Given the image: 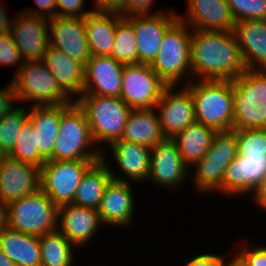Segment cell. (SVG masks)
I'll use <instances>...</instances> for the list:
<instances>
[{
	"label": "cell",
	"instance_id": "17",
	"mask_svg": "<svg viewBox=\"0 0 266 266\" xmlns=\"http://www.w3.org/2000/svg\"><path fill=\"white\" fill-rule=\"evenodd\" d=\"M265 177L266 156L237 154L225 170L222 194L229 199L230 197L234 198V196L237 199L243 195L244 197L248 194L250 196Z\"/></svg>",
	"mask_w": 266,
	"mask_h": 266
},
{
	"label": "cell",
	"instance_id": "40",
	"mask_svg": "<svg viewBox=\"0 0 266 266\" xmlns=\"http://www.w3.org/2000/svg\"><path fill=\"white\" fill-rule=\"evenodd\" d=\"M240 248L235 251L246 261L249 266H266V245L253 246L250 248L248 245L245 247L241 244Z\"/></svg>",
	"mask_w": 266,
	"mask_h": 266
},
{
	"label": "cell",
	"instance_id": "19",
	"mask_svg": "<svg viewBox=\"0 0 266 266\" xmlns=\"http://www.w3.org/2000/svg\"><path fill=\"white\" fill-rule=\"evenodd\" d=\"M185 15L178 19L192 30L232 32L235 20L226 0H186Z\"/></svg>",
	"mask_w": 266,
	"mask_h": 266
},
{
	"label": "cell",
	"instance_id": "8",
	"mask_svg": "<svg viewBox=\"0 0 266 266\" xmlns=\"http://www.w3.org/2000/svg\"><path fill=\"white\" fill-rule=\"evenodd\" d=\"M11 83L17 102H29L30 106L64 105L73 102L61 90L42 61L24 62Z\"/></svg>",
	"mask_w": 266,
	"mask_h": 266
},
{
	"label": "cell",
	"instance_id": "6",
	"mask_svg": "<svg viewBox=\"0 0 266 266\" xmlns=\"http://www.w3.org/2000/svg\"><path fill=\"white\" fill-rule=\"evenodd\" d=\"M232 87L233 130L266 129V70L246 69Z\"/></svg>",
	"mask_w": 266,
	"mask_h": 266
},
{
	"label": "cell",
	"instance_id": "31",
	"mask_svg": "<svg viewBox=\"0 0 266 266\" xmlns=\"http://www.w3.org/2000/svg\"><path fill=\"white\" fill-rule=\"evenodd\" d=\"M111 179L106 163L102 159L95 162L83 175L72 204L97 210Z\"/></svg>",
	"mask_w": 266,
	"mask_h": 266
},
{
	"label": "cell",
	"instance_id": "34",
	"mask_svg": "<svg viewBox=\"0 0 266 266\" xmlns=\"http://www.w3.org/2000/svg\"><path fill=\"white\" fill-rule=\"evenodd\" d=\"M22 105L14 107L0 118V154L8 156L18 139L21 129L28 121V108Z\"/></svg>",
	"mask_w": 266,
	"mask_h": 266
},
{
	"label": "cell",
	"instance_id": "49",
	"mask_svg": "<svg viewBox=\"0 0 266 266\" xmlns=\"http://www.w3.org/2000/svg\"><path fill=\"white\" fill-rule=\"evenodd\" d=\"M232 254V257L230 258L228 256V261L226 262V266H249L246 261L236 252Z\"/></svg>",
	"mask_w": 266,
	"mask_h": 266
},
{
	"label": "cell",
	"instance_id": "45",
	"mask_svg": "<svg viewBox=\"0 0 266 266\" xmlns=\"http://www.w3.org/2000/svg\"><path fill=\"white\" fill-rule=\"evenodd\" d=\"M250 198L254 206H258L257 208H261L264 212L266 211V177L259 183Z\"/></svg>",
	"mask_w": 266,
	"mask_h": 266
},
{
	"label": "cell",
	"instance_id": "37",
	"mask_svg": "<svg viewBox=\"0 0 266 266\" xmlns=\"http://www.w3.org/2000/svg\"><path fill=\"white\" fill-rule=\"evenodd\" d=\"M235 22L266 19V0H226Z\"/></svg>",
	"mask_w": 266,
	"mask_h": 266
},
{
	"label": "cell",
	"instance_id": "26",
	"mask_svg": "<svg viewBox=\"0 0 266 266\" xmlns=\"http://www.w3.org/2000/svg\"><path fill=\"white\" fill-rule=\"evenodd\" d=\"M28 120L35 133V149L48 160L59 135L61 105L27 106Z\"/></svg>",
	"mask_w": 266,
	"mask_h": 266
},
{
	"label": "cell",
	"instance_id": "32",
	"mask_svg": "<svg viewBox=\"0 0 266 266\" xmlns=\"http://www.w3.org/2000/svg\"><path fill=\"white\" fill-rule=\"evenodd\" d=\"M41 266H73L77 248L58 230L39 236ZM75 248V249H74Z\"/></svg>",
	"mask_w": 266,
	"mask_h": 266
},
{
	"label": "cell",
	"instance_id": "1",
	"mask_svg": "<svg viewBox=\"0 0 266 266\" xmlns=\"http://www.w3.org/2000/svg\"><path fill=\"white\" fill-rule=\"evenodd\" d=\"M190 51L192 80H232L246 70L233 31L192 30Z\"/></svg>",
	"mask_w": 266,
	"mask_h": 266
},
{
	"label": "cell",
	"instance_id": "36",
	"mask_svg": "<svg viewBox=\"0 0 266 266\" xmlns=\"http://www.w3.org/2000/svg\"><path fill=\"white\" fill-rule=\"evenodd\" d=\"M237 139V154L266 156V129L234 130Z\"/></svg>",
	"mask_w": 266,
	"mask_h": 266
},
{
	"label": "cell",
	"instance_id": "28",
	"mask_svg": "<svg viewBox=\"0 0 266 266\" xmlns=\"http://www.w3.org/2000/svg\"><path fill=\"white\" fill-rule=\"evenodd\" d=\"M0 250L15 266H41L39 236L3 229Z\"/></svg>",
	"mask_w": 266,
	"mask_h": 266
},
{
	"label": "cell",
	"instance_id": "46",
	"mask_svg": "<svg viewBox=\"0 0 266 266\" xmlns=\"http://www.w3.org/2000/svg\"><path fill=\"white\" fill-rule=\"evenodd\" d=\"M94 11L119 12L124 6V0H94Z\"/></svg>",
	"mask_w": 266,
	"mask_h": 266
},
{
	"label": "cell",
	"instance_id": "23",
	"mask_svg": "<svg viewBox=\"0 0 266 266\" xmlns=\"http://www.w3.org/2000/svg\"><path fill=\"white\" fill-rule=\"evenodd\" d=\"M103 224L98 211L65 204L58 208V230L76 247L83 248L98 234Z\"/></svg>",
	"mask_w": 266,
	"mask_h": 266
},
{
	"label": "cell",
	"instance_id": "41",
	"mask_svg": "<svg viewBox=\"0 0 266 266\" xmlns=\"http://www.w3.org/2000/svg\"><path fill=\"white\" fill-rule=\"evenodd\" d=\"M223 253H203L199 254L192 259L186 261L184 266H226L228 257Z\"/></svg>",
	"mask_w": 266,
	"mask_h": 266
},
{
	"label": "cell",
	"instance_id": "47",
	"mask_svg": "<svg viewBox=\"0 0 266 266\" xmlns=\"http://www.w3.org/2000/svg\"><path fill=\"white\" fill-rule=\"evenodd\" d=\"M1 3L2 2L0 1V34L11 31L14 20V17H8L6 10L3 8L5 6H3Z\"/></svg>",
	"mask_w": 266,
	"mask_h": 266
},
{
	"label": "cell",
	"instance_id": "35",
	"mask_svg": "<svg viewBox=\"0 0 266 266\" xmlns=\"http://www.w3.org/2000/svg\"><path fill=\"white\" fill-rule=\"evenodd\" d=\"M8 156L39 169L47 161L38 149H35V133L29 120L21 129L16 144Z\"/></svg>",
	"mask_w": 266,
	"mask_h": 266
},
{
	"label": "cell",
	"instance_id": "18",
	"mask_svg": "<svg viewBox=\"0 0 266 266\" xmlns=\"http://www.w3.org/2000/svg\"><path fill=\"white\" fill-rule=\"evenodd\" d=\"M131 184V182L114 179L107 184L97 209L104 226L110 225L126 229L133 225L134 214H136L134 205L137 200H135L134 187Z\"/></svg>",
	"mask_w": 266,
	"mask_h": 266
},
{
	"label": "cell",
	"instance_id": "12",
	"mask_svg": "<svg viewBox=\"0 0 266 266\" xmlns=\"http://www.w3.org/2000/svg\"><path fill=\"white\" fill-rule=\"evenodd\" d=\"M154 109L165 138H173L196 122L193 97L184 85L167 86Z\"/></svg>",
	"mask_w": 266,
	"mask_h": 266
},
{
	"label": "cell",
	"instance_id": "3",
	"mask_svg": "<svg viewBox=\"0 0 266 266\" xmlns=\"http://www.w3.org/2000/svg\"><path fill=\"white\" fill-rule=\"evenodd\" d=\"M184 86L192 94L196 122L217 132L233 130L232 80H192Z\"/></svg>",
	"mask_w": 266,
	"mask_h": 266
},
{
	"label": "cell",
	"instance_id": "2",
	"mask_svg": "<svg viewBox=\"0 0 266 266\" xmlns=\"http://www.w3.org/2000/svg\"><path fill=\"white\" fill-rule=\"evenodd\" d=\"M102 151L95 144L86 114L73 101L61 105L59 135L48 160H101Z\"/></svg>",
	"mask_w": 266,
	"mask_h": 266
},
{
	"label": "cell",
	"instance_id": "48",
	"mask_svg": "<svg viewBox=\"0 0 266 266\" xmlns=\"http://www.w3.org/2000/svg\"><path fill=\"white\" fill-rule=\"evenodd\" d=\"M8 228V204L0 199V232Z\"/></svg>",
	"mask_w": 266,
	"mask_h": 266
},
{
	"label": "cell",
	"instance_id": "44",
	"mask_svg": "<svg viewBox=\"0 0 266 266\" xmlns=\"http://www.w3.org/2000/svg\"><path fill=\"white\" fill-rule=\"evenodd\" d=\"M5 86L0 87V118L16 107L15 103L17 102L12 83L10 82Z\"/></svg>",
	"mask_w": 266,
	"mask_h": 266
},
{
	"label": "cell",
	"instance_id": "29",
	"mask_svg": "<svg viewBox=\"0 0 266 266\" xmlns=\"http://www.w3.org/2000/svg\"><path fill=\"white\" fill-rule=\"evenodd\" d=\"M216 132L211 127L194 122L172 138L184 164L189 169H192L208 152Z\"/></svg>",
	"mask_w": 266,
	"mask_h": 266
},
{
	"label": "cell",
	"instance_id": "7",
	"mask_svg": "<svg viewBox=\"0 0 266 266\" xmlns=\"http://www.w3.org/2000/svg\"><path fill=\"white\" fill-rule=\"evenodd\" d=\"M237 156L234 130L216 132L205 156L190 169V180L198 194L222 195V182L226 168ZM193 173V174H192ZM193 175V176H192Z\"/></svg>",
	"mask_w": 266,
	"mask_h": 266
},
{
	"label": "cell",
	"instance_id": "27",
	"mask_svg": "<svg viewBox=\"0 0 266 266\" xmlns=\"http://www.w3.org/2000/svg\"><path fill=\"white\" fill-rule=\"evenodd\" d=\"M119 12L93 11L84 18L86 38L92 56H111Z\"/></svg>",
	"mask_w": 266,
	"mask_h": 266
},
{
	"label": "cell",
	"instance_id": "9",
	"mask_svg": "<svg viewBox=\"0 0 266 266\" xmlns=\"http://www.w3.org/2000/svg\"><path fill=\"white\" fill-rule=\"evenodd\" d=\"M8 228L36 236L58 228V207L41 190L8 204Z\"/></svg>",
	"mask_w": 266,
	"mask_h": 266
},
{
	"label": "cell",
	"instance_id": "50",
	"mask_svg": "<svg viewBox=\"0 0 266 266\" xmlns=\"http://www.w3.org/2000/svg\"><path fill=\"white\" fill-rule=\"evenodd\" d=\"M0 266H15V264L0 250Z\"/></svg>",
	"mask_w": 266,
	"mask_h": 266
},
{
	"label": "cell",
	"instance_id": "14",
	"mask_svg": "<svg viewBox=\"0 0 266 266\" xmlns=\"http://www.w3.org/2000/svg\"><path fill=\"white\" fill-rule=\"evenodd\" d=\"M111 153L120 174L113 170L106 157L107 151H102V160L106 163L112 179L122 182L146 183L150 171L151 148L124 139H117L110 145Z\"/></svg>",
	"mask_w": 266,
	"mask_h": 266
},
{
	"label": "cell",
	"instance_id": "39",
	"mask_svg": "<svg viewBox=\"0 0 266 266\" xmlns=\"http://www.w3.org/2000/svg\"><path fill=\"white\" fill-rule=\"evenodd\" d=\"M85 0H56L57 16L71 18H85L94 9H85Z\"/></svg>",
	"mask_w": 266,
	"mask_h": 266
},
{
	"label": "cell",
	"instance_id": "30",
	"mask_svg": "<svg viewBox=\"0 0 266 266\" xmlns=\"http://www.w3.org/2000/svg\"><path fill=\"white\" fill-rule=\"evenodd\" d=\"M164 138L154 108L131 109L126 120L122 139L151 148Z\"/></svg>",
	"mask_w": 266,
	"mask_h": 266
},
{
	"label": "cell",
	"instance_id": "38",
	"mask_svg": "<svg viewBox=\"0 0 266 266\" xmlns=\"http://www.w3.org/2000/svg\"><path fill=\"white\" fill-rule=\"evenodd\" d=\"M0 64L8 67H13L15 65L17 68L14 76L24 64V60L15 45L10 31L0 34Z\"/></svg>",
	"mask_w": 266,
	"mask_h": 266
},
{
	"label": "cell",
	"instance_id": "25",
	"mask_svg": "<svg viewBox=\"0 0 266 266\" xmlns=\"http://www.w3.org/2000/svg\"><path fill=\"white\" fill-rule=\"evenodd\" d=\"M42 62L56 79L61 90L72 101H76L82 95L85 71L83 64L52 46L47 48Z\"/></svg>",
	"mask_w": 266,
	"mask_h": 266
},
{
	"label": "cell",
	"instance_id": "33",
	"mask_svg": "<svg viewBox=\"0 0 266 266\" xmlns=\"http://www.w3.org/2000/svg\"><path fill=\"white\" fill-rule=\"evenodd\" d=\"M111 56L125 65L138 64V50L132 27V15L123 16L117 22Z\"/></svg>",
	"mask_w": 266,
	"mask_h": 266
},
{
	"label": "cell",
	"instance_id": "4",
	"mask_svg": "<svg viewBox=\"0 0 266 266\" xmlns=\"http://www.w3.org/2000/svg\"><path fill=\"white\" fill-rule=\"evenodd\" d=\"M191 35L192 29L178 19L163 36L151 67L167 86H181L192 81Z\"/></svg>",
	"mask_w": 266,
	"mask_h": 266
},
{
	"label": "cell",
	"instance_id": "43",
	"mask_svg": "<svg viewBox=\"0 0 266 266\" xmlns=\"http://www.w3.org/2000/svg\"><path fill=\"white\" fill-rule=\"evenodd\" d=\"M155 0H124V6L119 11L122 16L135 14H151Z\"/></svg>",
	"mask_w": 266,
	"mask_h": 266
},
{
	"label": "cell",
	"instance_id": "42",
	"mask_svg": "<svg viewBox=\"0 0 266 266\" xmlns=\"http://www.w3.org/2000/svg\"><path fill=\"white\" fill-rule=\"evenodd\" d=\"M37 8H24L20 11L23 13L39 16L44 18H54L57 17V5L56 0H34Z\"/></svg>",
	"mask_w": 266,
	"mask_h": 266
},
{
	"label": "cell",
	"instance_id": "22",
	"mask_svg": "<svg viewBox=\"0 0 266 266\" xmlns=\"http://www.w3.org/2000/svg\"><path fill=\"white\" fill-rule=\"evenodd\" d=\"M124 65L112 56H92L85 65L82 94L120 97Z\"/></svg>",
	"mask_w": 266,
	"mask_h": 266
},
{
	"label": "cell",
	"instance_id": "16",
	"mask_svg": "<svg viewBox=\"0 0 266 266\" xmlns=\"http://www.w3.org/2000/svg\"><path fill=\"white\" fill-rule=\"evenodd\" d=\"M10 32L24 62L42 61L50 46L48 18L18 11Z\"/></svg>",
	"mask_w": 266,
	"mask_h": 266
},
{
	"label": "cell",
	"instance_id": "5",
	"mask_svg": "<svg viewBox=\"0 0 266 266\" xmlns=\"http://www.w3.org/2000/svg\"><path fill=\"white\" fill-rule=\"evenodd\" d=\"M75 102L85 112L92 138L101 151L122 138L131 108L120 97L82 94Z\"/></svg>",
	"mask_w": 266,
	"mask_h": 266
},
{
	"label": "cell",
	"instance_id": "13",
	"mask_svg": "<svg viewBox=\"0 0 266 266\" xmlns=\"http://www.w3.org/2000/svg\"><path fill=\"white\" fill-rule=\"evenodd\" d=\"M150 183L164 189H180L190 180V169L184 164L172 138H164L151 147Z\"/></svg>",
	"mask_w": 266,
	"mask_h": 266
},
{
	"label": "cell",
	"instance_id": "20",
	"mask_svg": "<svg viewBox=\"0 0 266 266\" xmlns=\"http://www.w3.org/2000/svg\"><path fill=\"white\" fill-rule=\"evenodd\" d=\"M40 169L2 156L0 160V199L9 204L40 189Z\"/></svg>",
	"mask_w": 266,
	"mask_h": 266
},
{
	"label": "cell",
	"instance_id": "24",
	"mask_svg": "<svg viewBox=\"0 0 266 266\" xmlns=\"http://www.w3.org/2000/svg\"><path fill=\"white\" fill-rule=\"evenodd\" d=\"M233 33L248 70H266V19L235 23Z\"/></svg>",
	"mask_w": 266,
	"mask_h": 266
},
{
	"label": "cell",
	"instance_id": "10",
	"mask_svg": "<svg viewBox=\"0 0 266 266\" xmlns=\"http://www.w3.org/2000/svg\"><path fill=\"white\" fill-rule=\"evenodd\" d=\"M99 160H47L40 168V189L59 208L72 204L85 172Z\"/></svg>",
	"mask_w": 266,
	"mask_h": 266
},
{
	"label": "cell",
	"instance_id": "21",
	"mask_svg": "<svg viewBox=\"0 0 266 266\" xmlns=\"http://www.w3.org/2000/svg\"><path fill=\"white\" fill-rule=\"evenodd\" d=\"M49 35L50 46L84 66L92 57L86 38L84 18H50Z\"/></svg>",
	"mask_w": 266,
	"mask_h": 266
},
{
	"label": "cell",
	"instance_id": "11",
	"mask_svg": "<svg viewBox=\"0 0 266 266\" xmlns=\"http://www.w3.org/2000/svg\"><path fill=\"white\" fill-rule=\"evenodd\" d=\"M166 87L151 65H124L120 98L131 109H153Z\"/></svg>",
	"mask_w": 266,
	"mask_h": 266
},
{
	"label": "cell",
	"instance_id": "15",
	"mask_svg": "<svg viewBox=\"0 0 266 266\" xmlns=\"http://www.w3.org/2000/svg\"><path fill=\"white\" fill-rule=\"evenodd\" d=\"M177 13L158 9L151 14L132 15V27L136 37L138 64L151 65L156 59L166 31L178 20Z\"/></svg>",
	"mask_w": 266,
	"mask_h": 266
}]
</instances>
